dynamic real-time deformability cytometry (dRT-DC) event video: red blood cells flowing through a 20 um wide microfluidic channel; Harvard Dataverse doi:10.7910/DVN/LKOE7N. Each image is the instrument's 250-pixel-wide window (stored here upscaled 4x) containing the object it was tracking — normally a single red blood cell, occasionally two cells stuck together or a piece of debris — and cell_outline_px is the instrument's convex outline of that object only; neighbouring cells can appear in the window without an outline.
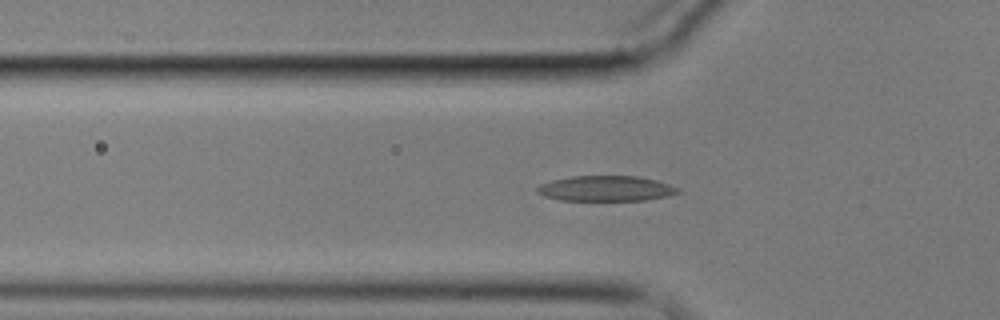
{"species": "common noctule bat (a hibernating species)", "species_latin": "Nyctalus noctula", "temperature_condition": "cold", "stored_images_in_passage": 60, "camera_frame_rate_fps": 3000, "um_per_image_px": 0.085, "animal": {"sex": "male", "body_mass_g": 17.9}, "frame": {"image": 1, "passage_image": 19, "time_ms": 6.0, "image_size_px": [1000, 320], "cell_outline_px": [[680, 192], [668, 196], [644, 200], [560, 200], [544, 196], [536, 192], [536, 188], [540, 184], [552, 180], [572, 176], [636, 176], [656, 180], [668, 184], [676, 188]], "centroid_in_image_um": [51.46, 16.02], "position_along_channel_um": 74.3, "area_um2": 20.63}}
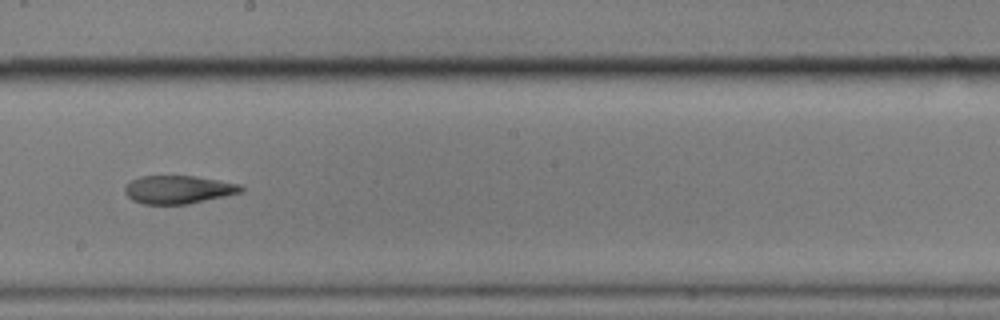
{"frame": {"image": 2, "passage_image": 33, "time_ms": 10.667, "image_size_px": [1000, 320], "cell_outline_px": [[244, 192], [188, 204], [144, 204], [132, 200], [124, 192], [124, 188], [132, 180], [140, 176], [196, 176], [240, 184], [244, 188]], "centroid_in_image_um": [15.18, 16.11], "position_along_channel_um": 233.0, "area_um2": 19.07}}
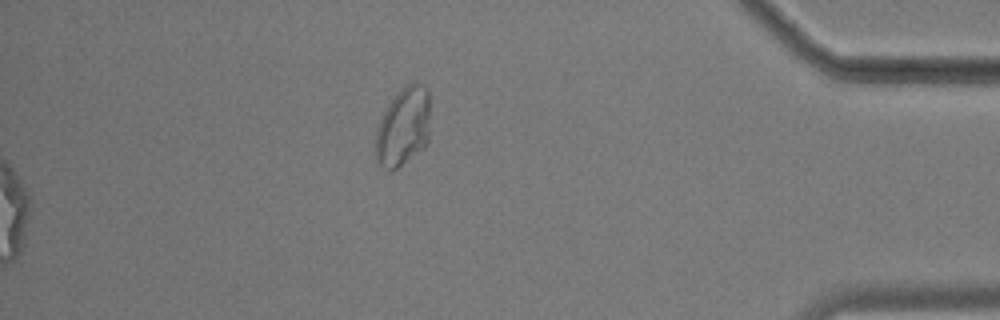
{"frame": {"image": 3, "passage_image": 60, "time_ms": 19.667, "image_size_px": [1000, 320], "cell_outline_px": [[428, 144], [424, 148], [396, 168], [388, 172], [376, 164], [376, 132], [380, 120], [388, 104], [408, 84], [420, 84], [428, 92]], "centroid_in_image_um": [34.25, 10.86], "position_along_channel_um": 401.0, "area_um2": 24.51}, "authors_computed_cell_mechanics": {"area_um2": 20.4034, "velocity_mm_per_s": 3.3935, "shape_relaxation_time_tau1_ms": null, "shape_relaxation_time_tau2_ms": 4.8728, "deformation_change_tau1": null, "deformation_change_tau2": 0.1204}}